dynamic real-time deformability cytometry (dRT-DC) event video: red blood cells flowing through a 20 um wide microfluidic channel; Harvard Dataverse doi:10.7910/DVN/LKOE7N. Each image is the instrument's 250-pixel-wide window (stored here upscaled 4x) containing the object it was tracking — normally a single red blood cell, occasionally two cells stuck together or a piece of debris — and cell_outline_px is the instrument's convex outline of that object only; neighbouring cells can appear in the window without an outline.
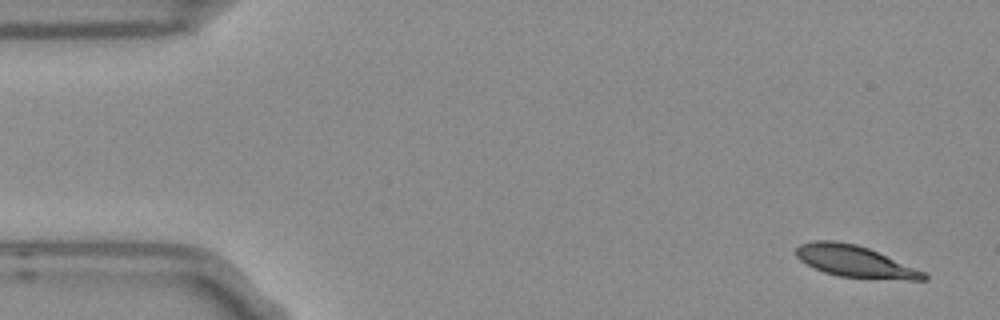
{"species": "Egyptian fruit bat (a non-hibernating species)", "species_latin": "Rousettus aegyptiacus", "temperature_condition": "room temperature", "stored_images_in_passage": 5, "camera_frame_rate_fps": 3000, "um_per_image_px": 0.085, "frame": {"image": 1, "passage_image": 1, "time_ms": 0.0, "image_size_px": [1000, 320], "cell_outline_px": [[928, 280], [908, 280], [840, 276], [824, 272], [800, 260], [796, 256], [796, 248], [800, 244], [812, 240], [832, 240], [856, 244], [868, 248], [924, 272], [928, 276]], "centroid_in_image_um": [72.64, 22.21], "position_along_channel_um": 12.4, "area_um2": 23.12}}
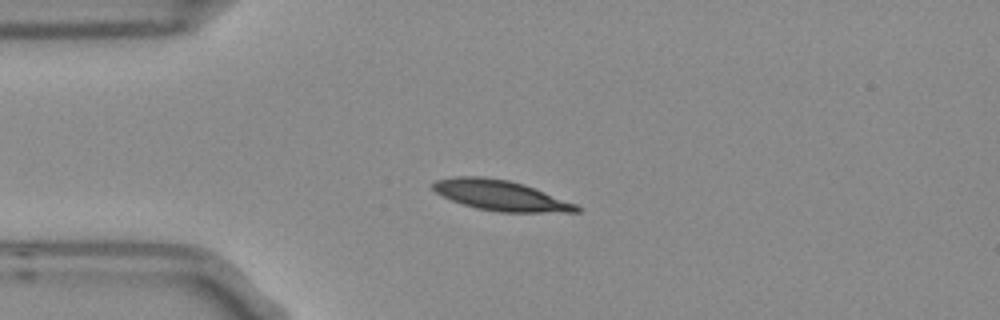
{"frame": {"image": 2, "passage_image": 3, "time_ms": 0.667, "image_size_px": [1000, 320], "cell_outline_px": [[584, 208], [580, 212], [500, 212], [476, 208], [452, 200], [436, 192], [432, 188], [432, 184], [436, 180], [456, 176], [484, 176], [508, 180], [524, 184], [576, 204]], "centroid_in_image_um": [42.58, 16.61], "position_along_channel_um": 42.4, "area_um2": 25.26}}